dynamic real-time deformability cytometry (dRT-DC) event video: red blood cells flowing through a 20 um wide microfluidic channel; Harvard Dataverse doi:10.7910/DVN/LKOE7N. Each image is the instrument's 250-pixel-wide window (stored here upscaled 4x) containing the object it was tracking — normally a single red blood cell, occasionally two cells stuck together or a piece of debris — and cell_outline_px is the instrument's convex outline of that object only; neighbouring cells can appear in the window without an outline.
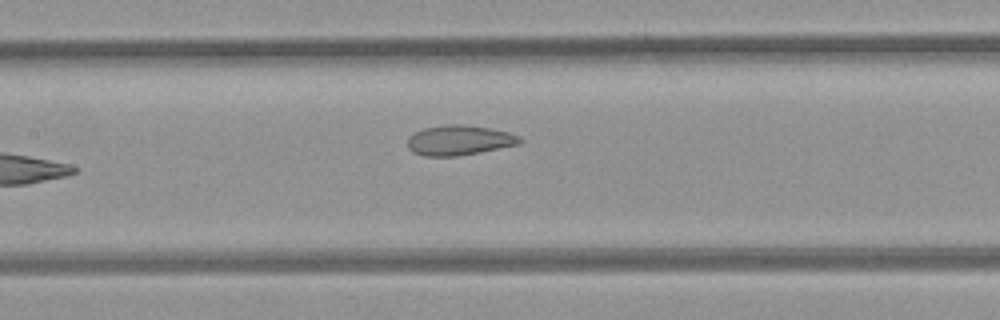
{"species": "common noctule bat (a hibernating species)", "species_latin": "Nyctalus noctula", "temperature_condition": "room temperature", "stored_images_in_passage": 7, "camera_frame_rate_fps": 3000, "um_per_image_px": 0.085, "animal": {"sex": "female", "body_mass_g": 21.9}, "frame": {"image": 1, "passage_image": 7, "time_ms": 2.0, "image_size_px": [1000, 320], "cell_outline_px": [[524, 140], [520, 144], [480, 152], [456, 156], [424, 156], [412, 152], [408, 148], [408, 136], [424, 128], [448, 124], [468, 124], [492, 128], [508, 132], [520, 136]], "centroid_in_image_um": [39.06, 11.91], "position_along_channel_um": 168.3, "area_um2": 19.83}}